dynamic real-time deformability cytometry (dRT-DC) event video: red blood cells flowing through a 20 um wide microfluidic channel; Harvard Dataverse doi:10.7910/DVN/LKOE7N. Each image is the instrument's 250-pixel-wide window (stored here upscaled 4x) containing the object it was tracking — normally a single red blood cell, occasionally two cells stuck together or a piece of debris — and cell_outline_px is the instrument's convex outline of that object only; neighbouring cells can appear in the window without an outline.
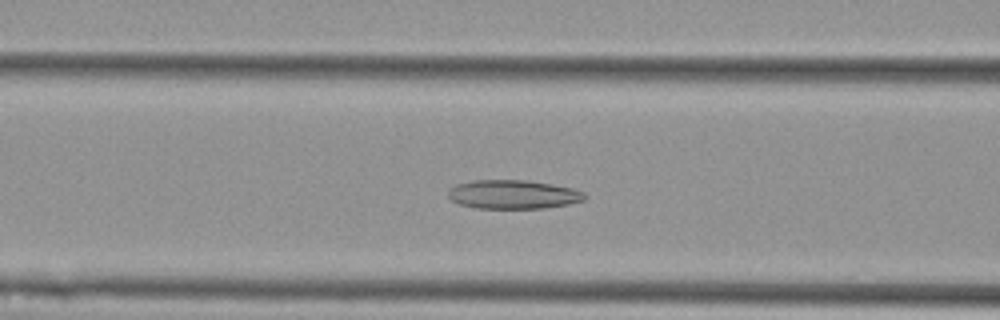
{"species": "Egyptian fruit bat (a non-hibernating species)", "species_latin": "Rousettus aegyptiacus", "temperature_condition": "cold", "stored_images_in_passage": 55, "camera_frame_rate_fps": 3000, "um_per_image_px": 0.085, "animal": {"sex": "female"}, "frame": {"image": 1, "passage_image": 22, "time_ms": 7.0, "image_size_px": [1000, 320], "cell_outline_px": [[588, 196], [584, 200], [568, 204], [544, 208], [476, 208], [460, 204], [452, 200], [448, 196], [448, 192], [456, 184], [472, 180], [524, 180], [552, 184], [572, 188], [584, 192]], "centroid_in_image_um": [43.63, 16.52], "position_along_channel_um": 123.0, "area_um2": 22.89}}
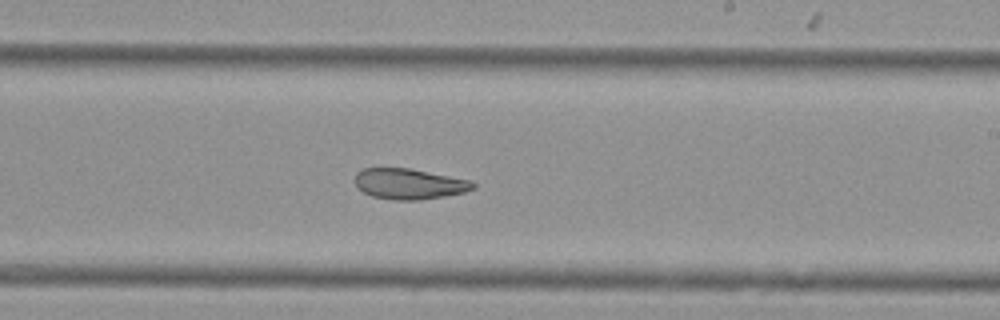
{"frame": {"image": 2, "passage_image": 33, "time_ms": 10.667, "image_size_px": [1000, 320], "cell_outline_px": [[476, 188], [464, 192], [444, 196], [420, 200], [392, 200], [372, 196], [356, 188], [356, 172], [364, 168], [412, 168], [472, 180], [476, 184]], "centroid_in_image_um": [34.81, 15.62], "position_along_channel_um": 254.2, "area_um2": 21.33}}
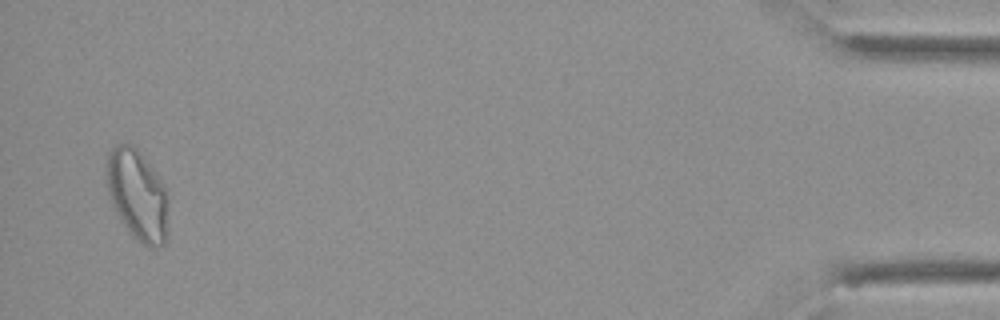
{"frame": {"image": 3, "passage_image": 54, "time_ms": 17.667, "image_size_px": [1000, 320], "cell_outline_px": [[168, 232], [164, 244], [156, 248], [148, 248], [132, 236], [124, 224], [112, 204], [108, 196], [108, 152], [116, 144], [132, 144], [136, 148], [168, 188]], "centroid_in_image_um": [11.74, 16.62], "position_along_channel_um": 423.5, "area_um2": 32.77}, "authors_computed_cell_mechanics": {"area_um2": 26.4146, "velocity_mm_per_s": 3.5973, "shape_relaxation_time_tau1_ms": null, "shape_relaxation_time_tau2_ms": 4.7073, "deformation_change_tau1": null, "deformation_change_tau2": 0.1199}}